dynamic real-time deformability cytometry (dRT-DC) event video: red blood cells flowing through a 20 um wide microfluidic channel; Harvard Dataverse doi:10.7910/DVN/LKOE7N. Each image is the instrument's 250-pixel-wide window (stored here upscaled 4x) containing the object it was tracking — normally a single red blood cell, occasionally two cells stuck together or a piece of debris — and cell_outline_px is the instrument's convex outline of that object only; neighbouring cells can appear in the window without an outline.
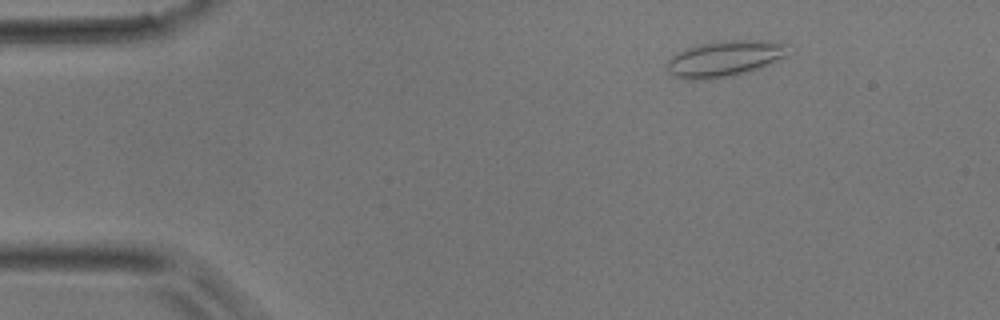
{"species": "common noctule bat (a hibernating species)", "species_latin": "Nyctalus noctula", "temperature_condition": "room temperature", "stored_images_in_passage": 51, "camera_frame_rate_fps": 3000, "um_per_image_px": 0.085, "animal": {"sex": "male", "body_mass_g": 17.9}, "frame": {"image": 1, "passage_image": 7, "time_ms": 2.0, "image_size_px": [1000, 320], "cell_outline_px": [[792, 44], [788, 56], [752, 72], [732, 76], [704, 80], [688, 80], [672, 76], [668, 72], [668, 60], [672, 56], [684, 48], [700, 44], [732, 40], [768, 40]], "centroid_in_image_um": [61.68, 4.99], "position_along_channel_um": 23.3, "area_um2": 26.07}}
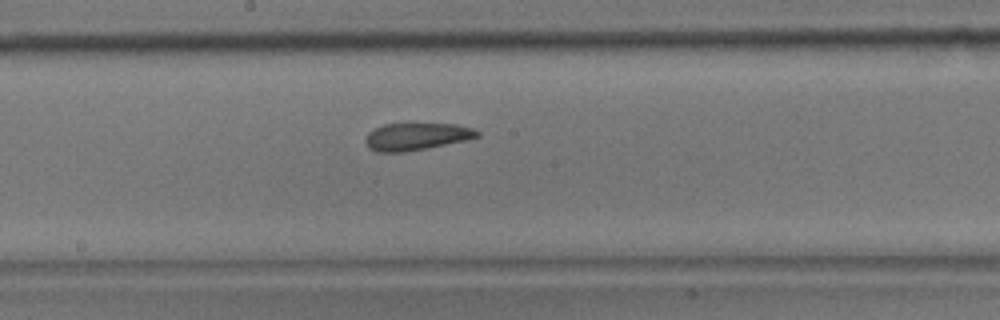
{"frame": {"image": 2, "passage_image": 27, "time_ms": 8.667, "image_size_px": [1000, 320], "cell_outline_px": [[480, 136], [464, 140], [428, 148], [404, 152], [376, 152], [368, 148], [364, 140], [368, 132], [384, 124], [408, 120], [412, 120], [456, 124], [472, 128], [480, 132]], "centroid_in_image_um": [35.37, 11.54], "position_along_channel_um": 212.8, "area_um2": 18.79}}
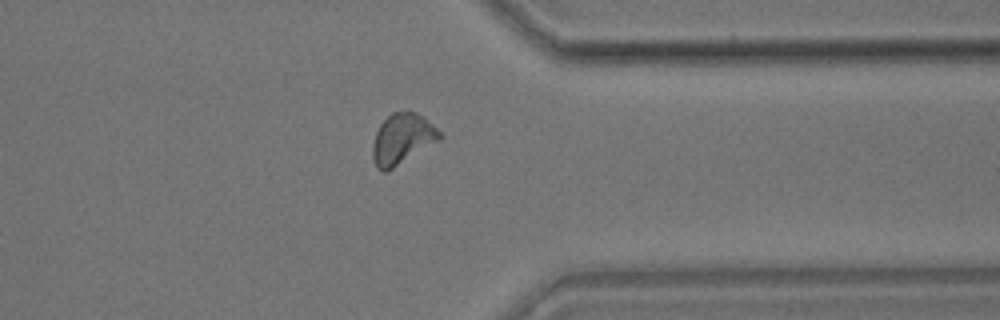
{"frame": {"image": 3, "passage_image": 40, "time_ms": 13.0, "image_size_px": [1000, 320], "cell_outline_px": [[444, 136], [440, 140], [388, 172], [380, 172], [376, 168], [372, 156], [372, 144], [376, 132], [380, 124], [392, 112], [416, 112], [436, 128]], "centroid_in_image_um": [34.17, 11.86], "position_along_channel_um": 377.2, "area_um2": 19.83}}